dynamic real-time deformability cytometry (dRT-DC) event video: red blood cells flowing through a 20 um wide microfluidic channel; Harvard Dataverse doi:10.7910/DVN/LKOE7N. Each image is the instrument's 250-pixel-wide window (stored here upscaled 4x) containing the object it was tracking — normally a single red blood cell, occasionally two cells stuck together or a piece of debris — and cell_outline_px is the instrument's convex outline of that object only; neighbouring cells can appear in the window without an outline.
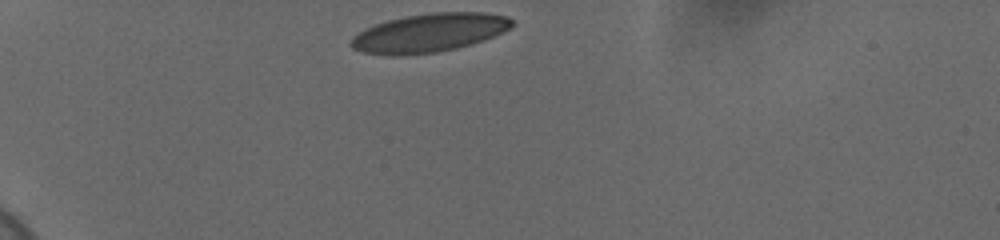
{"species": "human", "species_latin": "Homo sapiens", "temperature_condition": "cold", "stored_images_in_passage": 34, "camera_frame_rate_fps": 3000, "um_per_image_px": 0.085, "donor": {"sex": "female"}, "frame": {"image": 1, "passage_image": 1, "time_ms": 0.0, "image_size_px": [1000, 240], "cell_outline_px": [[512, 28], [484, 40], [472, 44], [456, 48], [436, 52], [400, 56], [392, 56], [364, 52], [352, 48], [352, 36], [376, 24], [388, 20], [404, 16], [432, 12], [484, 12], [508, 16], [512, 20]], "centroid_in_image_um": [36.52, 2.78], "position_along_channel_um": 48.5, "area_um2": 36.13}}
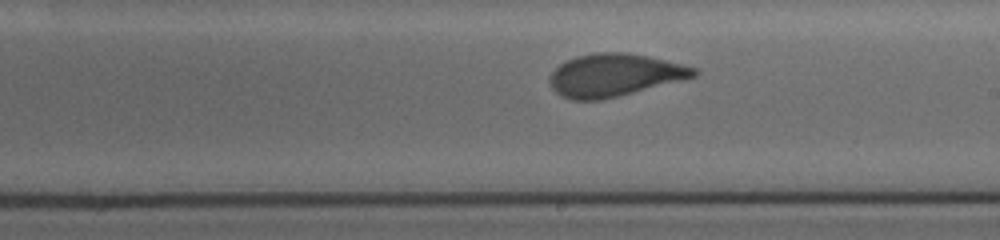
{"frame": {"image": 2, "passage_image": 20, "time_ms": 6.333, "image_size_px": [1000, 240], "cell_outline_px": [[700, 72], [696, 76], [600, 100], [572, 100], [560, 96], [552, 88], [548, 80], [548, 76], [560, 64], [576, 56], [596, 52], [624, 52], [648, 56], [696, 68]], "centroid_in_image_um": [52.17, 6.38], "position_along_channel_um": 236.8, "area_um2": 35.43}}
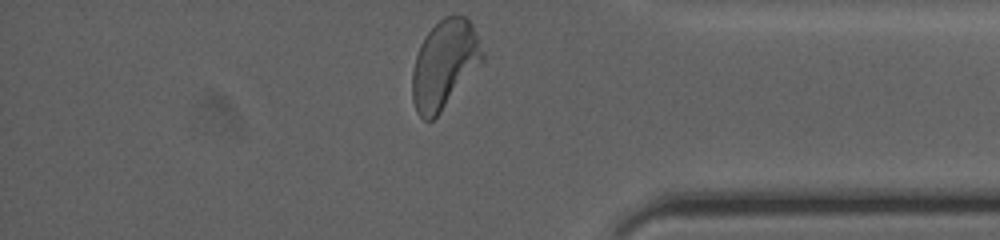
{"frame": {"image": 3, "passage_image": 34, "time_ms": 11.0, "image_size_px": [1000, 240], "cell_outline_px": [[484, 60], [440, 112], [432, 120], [424, 120], [416, 112], [412, 100], [412, 72], [416, 56], [420, 44], [424, 36], [444, 16], [464, 16], [472, 24], [484, 52]], "centroid_in_image_um": [37.76, 5.47], "position_along_channel_um": 397.4, "area_um2": 35.78}, "authors_computed_cell_mechanics": {"area_um2": 36.0961, "velocity_mm_per_s": 3.6719, "shape_relaxation_time_tau1_ms": 3.9386, "shape_relaxation_time_tau2_ms": 0.8918, "deformation_change_tau1": 0.1458, "deformation_change_tau2": 0.0623}}